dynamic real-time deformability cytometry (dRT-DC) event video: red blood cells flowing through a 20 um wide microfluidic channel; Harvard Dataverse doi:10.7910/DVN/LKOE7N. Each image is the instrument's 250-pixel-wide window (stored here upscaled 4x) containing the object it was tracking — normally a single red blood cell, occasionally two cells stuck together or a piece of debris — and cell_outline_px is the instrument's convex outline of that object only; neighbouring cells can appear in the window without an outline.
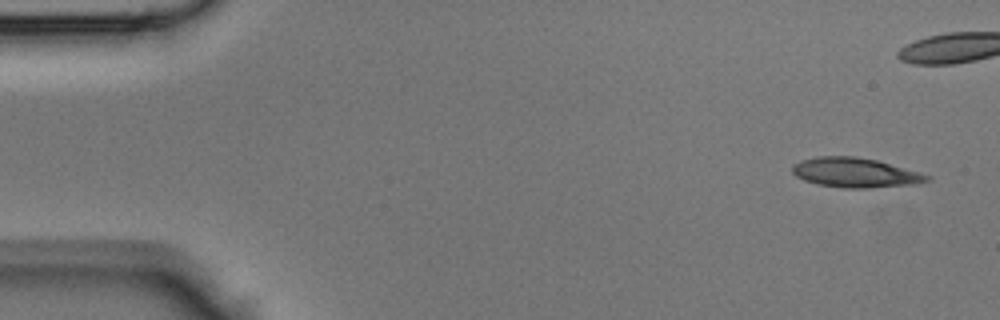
{"species": "Egyptian fruit bat (a non-hibernating species)", "species_latin": "Rousettus aegyptiacus", "temperature_condition": "room temperature", "stored_images_in_passage": 42, "camera_frame_rate_fps": 3000, "um_per_image_px": 0.085, "animal": {"sex": "male"}, "frame": {"image": 1, "passage_image": 1, "time_ms": 0.0, "image_size_px": [1000, 320], "cell_outline_px": [[932, 176], [928, 180], [912, 184], [868, 188], [844, 188], [816, 184], [804, 180], [796, 176], [792, 172], [792, 164], [800, 160], [816, 156], [856, 156], [876, 160]], "centroid_in_image_um": [72.62, 14.67], "position_along_channel_um": 12.4, "area_um2": 23.12}}
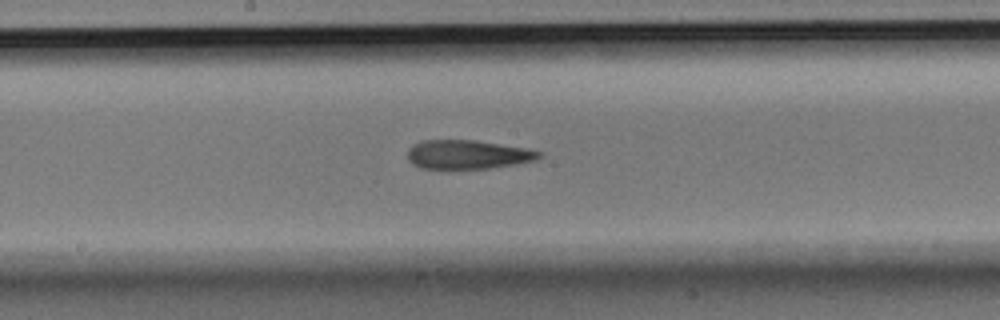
{"frame": {"image": 2, "passage_image": 21, "time_ms": 6.667, "image_size_px": [1000, 320], "cell_outline_px": [[544, 156], [536, 160], [516, 164], [488, 168], [420, 168], [412, 164], [408, 160], [408, 148], [424, 140], [476, 140], [528, 148], [544, 152]], "centroid_in_image_um": [39.82, 13.13], "position_along_channel_um": 208.4, "area_um2": 22.25}}
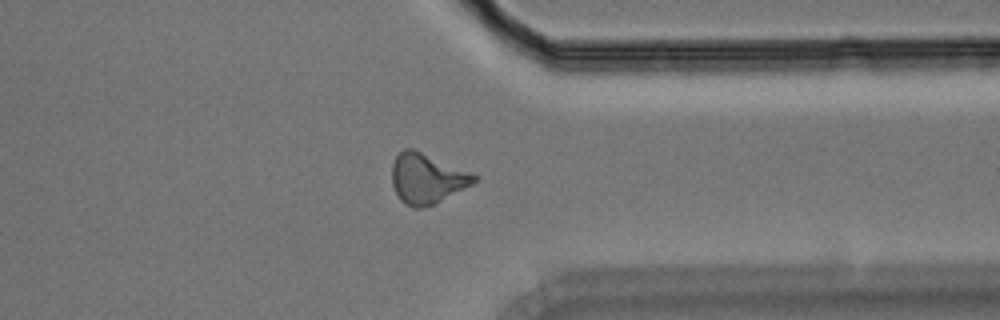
{"frame": {"image": 3, "passage_image": 32, "time_ms": 10.333, "image_size_px": [1000, 320], "cell_outline_px": [[480, 176], [472, 184], [424, 208], [412, 208], [404, 204], [400, 200], [392, 184], [392, 164], [396, 156], [404, 148], [412, 148]], "centroid_in_image_um": [36.25, 15.17], "position_along_channel_um": 375.1, "area_um2": 23.7}}